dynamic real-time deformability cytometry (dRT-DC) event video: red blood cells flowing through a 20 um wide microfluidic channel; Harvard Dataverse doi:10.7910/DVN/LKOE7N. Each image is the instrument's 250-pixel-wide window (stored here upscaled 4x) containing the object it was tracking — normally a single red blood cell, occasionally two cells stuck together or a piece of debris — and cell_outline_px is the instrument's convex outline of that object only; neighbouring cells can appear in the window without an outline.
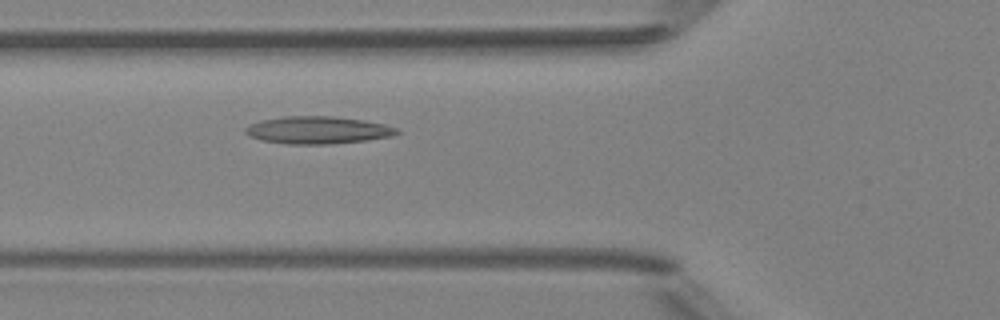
{"species": "Egyptian fruit bat (a non-hibernating species)", "species_latin": "Rousettus aegyptiacus", "temperature_condition": "room temperature", "stored_images_in_passage": 5, "camera_frame_rate_fps": 3000, "um_per_image_px": 0.085, "animal": {"sex": "female"}, "frame": {"image": 1, "passage_image": 5, "time_ms": 5.333, "image_size_px": [1000, 320], "cell_outline_px": [[400, 132], [392, 136], [364, 140], [328, 144], [288, 144], [260, 140], [248, 136], [244, 132], [244, 128], [260, 120], [284, 116], [332, 116], [364, 120], [384, 124], [396, 128]], "centroid_in_image_um": [26.96, 11.05], "position_along_channel_um": 98.8, "area_um2": 24.16}}